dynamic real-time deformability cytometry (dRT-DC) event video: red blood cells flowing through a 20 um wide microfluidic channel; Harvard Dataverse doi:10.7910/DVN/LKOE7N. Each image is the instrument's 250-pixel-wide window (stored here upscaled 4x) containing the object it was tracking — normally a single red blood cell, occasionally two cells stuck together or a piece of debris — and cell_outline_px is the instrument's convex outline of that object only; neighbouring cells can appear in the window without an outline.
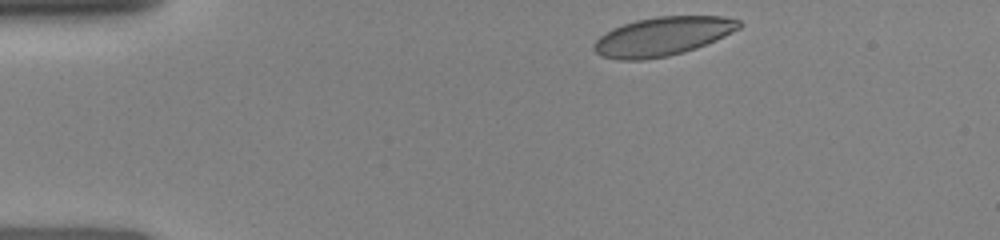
{"species": "human", "species_latin": "Homo sapiens", "temperature_condition": "room temperature", "stored_images_in_passage": 15, "camera_frame_rate_fps": 3000, "um_per_image_px": 0.085, "donor": {"sex": "female"}, "frame": {"image": 1, "passage_image": 1, "time_ms": 0.0, "image_size_px": [1000, 240], "cell_outline_px": [[744, 24], [740, 28], [716, 40], [696, 48], [684, 52], [668, 56], [644, 60], [616, 60], [600, 56], [592, 48], [596, 40], [600, 36], [612, 28], [636, 20], [656, 16], [724, 16], [740, 20]], "centroid_in_image_um": [56.32, 3.09], "position_along_channel_um": 28.7, "area_um2": 33.0}}
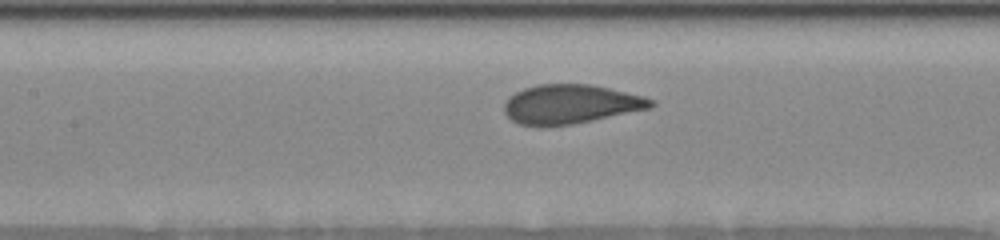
{"frame": {"image": 2, "passage_image": 9, "time_ms": 4.667, "image_size_px": [1000, 240], "cell_outline_px": [[656, 104], [652, 108], [572, 124], [540, 128], [520, 124], [512, 120], [504, 112], [504, 104], [508, 96], [524, 88], [536, 84], [588, 84], [608, 88], [644, 96], [656, 100]], "centroid_in_image_um": [48.49, 8.87], "position_along_channel_um": 158.9, "area_um2": 33.81}}
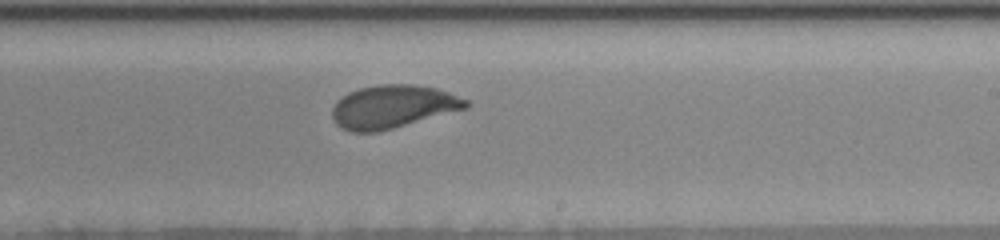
{"frame": {"image": 3, "passage_image": 15, "time_ms": 7.0, "image_size_px": [1000, 240], "cell_outline_px": [[472, 104], [468, 108], [392, 128], [376, 132], [352, 132], [340, 128], [336, 124], [332, 116], [332, 108], [348, 92], [360, 88], [380, 84], [412, 84], [436, 88], [448, 92], [468, 100]], "centroid_in_image_um": [33.41, 9.06], "position_along_channel_um": 255.6, "area_um2": 33.41}}